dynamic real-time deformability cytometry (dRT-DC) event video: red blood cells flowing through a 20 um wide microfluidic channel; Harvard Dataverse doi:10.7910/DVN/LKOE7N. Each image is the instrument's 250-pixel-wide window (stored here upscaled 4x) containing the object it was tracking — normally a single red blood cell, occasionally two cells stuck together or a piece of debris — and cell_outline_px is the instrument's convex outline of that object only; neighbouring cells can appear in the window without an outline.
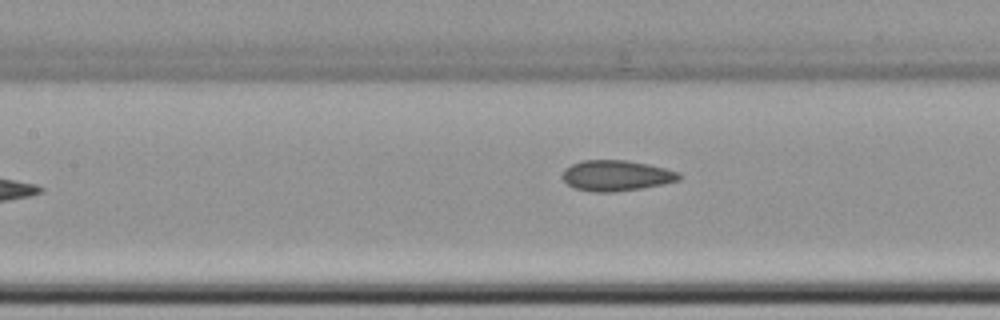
{"species": "common noctule bat (a hibernating species)", "species_latin": "Nyctalus noctula", "temperature_condition": "cold", "stored_images_in_passage": 8, "camera_frame_rate_fps": 3000, "um_per_image_px": 0.085, "animal": {"sex": "female", "body_mass_g": 22.7, "forearm_length_mm": 54.2}, "frame": {"image": 1, "passage_image": 8, "time_ms": 8.667, "image_size_px": [1000, 320], "cell_outline_px": [[680, 180], [664, 184], [640, 188], [612, 192], [592, 192], [576, 188], [568, 184], [564, 180], [564, 168], [580, 160], [624, 160], [648, 164], [680, 172]], "centroid_in_image_um": [52.39, 14.92], "position_along_channel_um": 155.0, "area_um2": 20.69}}